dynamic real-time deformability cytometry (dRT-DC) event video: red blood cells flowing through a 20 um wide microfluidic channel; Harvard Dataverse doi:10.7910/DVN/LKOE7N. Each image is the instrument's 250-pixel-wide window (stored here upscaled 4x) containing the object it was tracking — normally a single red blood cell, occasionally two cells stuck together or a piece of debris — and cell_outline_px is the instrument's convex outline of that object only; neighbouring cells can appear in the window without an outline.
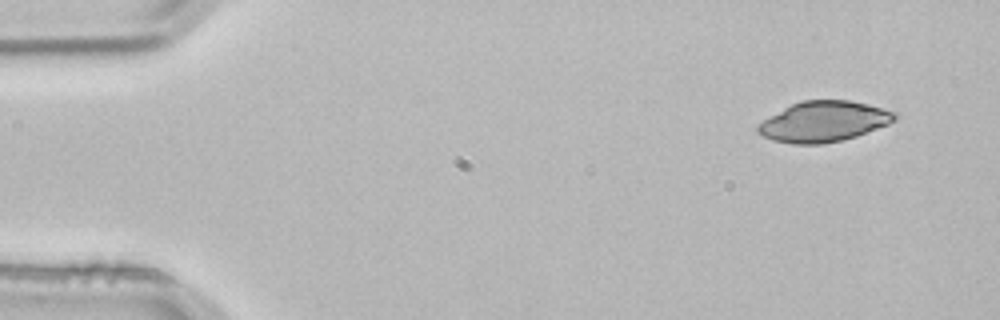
{"species": "common noctule bat (a hibernating species)", "species_latin": "Nyctalus noctula", "temperature_condition": "room temperature", "stored_images_in_passage": 4, "camera_frame_rate_fps": 3000, "um_per_image_px": 0.085, "animal": {"sex": "male", "body_mass_g": 21.5, "forearm_length_mm": 52.0}, "frame": {"image": 1, "passage_image": 1, "time_ms": 0.0, "image_size_px": [1000, 320], "cell_outline_px": [[900, 116], [896, 120], [888, 124], [856, 136], [840, 140], [820, 144], [792, 144], [772, 140], [756, 132], [756, 124], [784, 108], [800, 100], [848, 100], [896, 112]], "centroid_in_image_um": [69.99, 10.33], "position_along_channel_um": 15.0, "area_um2": 32.14}}